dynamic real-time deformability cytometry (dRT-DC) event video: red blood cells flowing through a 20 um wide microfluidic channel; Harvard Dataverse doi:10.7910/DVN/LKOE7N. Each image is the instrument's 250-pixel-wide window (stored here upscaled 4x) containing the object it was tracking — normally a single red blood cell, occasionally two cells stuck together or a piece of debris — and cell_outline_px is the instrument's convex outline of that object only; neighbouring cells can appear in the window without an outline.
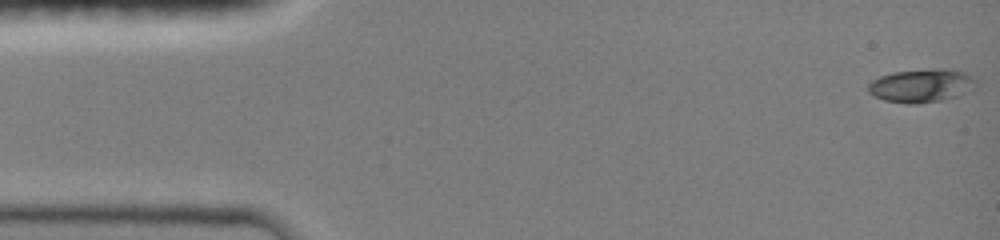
{"species": "common noctule bat (a hibernating species)", "species_latin": "Nyctalus noctula", "temperature_condition": "room temperature", "stored_images_in_passage": 7, "camera_frame_rate_fps": 3000, "um_per_image_px": 0.085, "animal": {"sex": "female", "body_mass_g": 19.0, "forearm_length_mm": 51.5}, "frame": {"image": 1, "passage_image": 1, "time_ms": 0.0, "image_size_px": [1000, 240], "cell_outline_px": [[976, 88], [956, 96], [940, 100], [916, 104], [908, 104], [884, 100], [868, 92], [868, 84], [872, 80], [880, 76], [892, 72], [932, 68], [944, 68], [964, 72], [972, 76], [976, 80]], "centroid_in_image_um": [78.33, 7.26], "position_along_channel_um": 6.7, "area_um2": 21.04}}
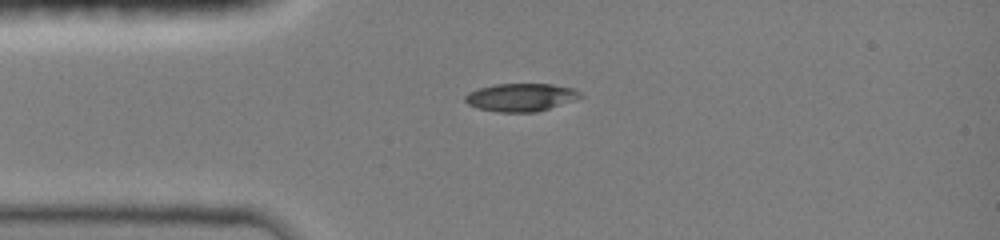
{"frame": {"image": 2, "passage_image": 6, "time_ms": 3.333, "image_size_px": [1000, 240], "cell_outline_px": [[584, 96], [536, 112], [500, 112], [480, 108], [468, 104], [464, 100], [464, 96], [468, 92], [480, 88], [496, 84], [552, 84], [572, 88], [580, 92]], "centroid_in_image_um": [44.25, 8.26], "position_along_channel_um": 40.8, "area_um2": 18.44}}